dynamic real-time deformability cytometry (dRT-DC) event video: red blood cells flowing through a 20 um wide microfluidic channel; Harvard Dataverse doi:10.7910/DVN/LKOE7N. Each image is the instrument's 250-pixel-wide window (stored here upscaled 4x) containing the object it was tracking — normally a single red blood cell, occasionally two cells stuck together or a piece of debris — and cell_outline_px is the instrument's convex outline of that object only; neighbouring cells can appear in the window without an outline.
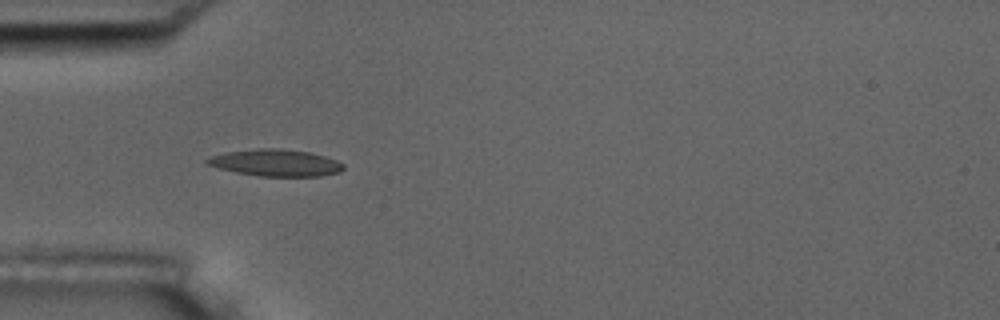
{"species": "common noctule bat (a hibernating species)", "species_latin": "Nyctalus noctula", "temperature_condition": "room temperature", "stored_images_in_passage": 9, "camera_frame_rate_fps": 3000, "um_per_image_px": 0.085, "animal": {"sex": "male", "body_mass_g": 17.5, "forearm_length_mm": 52.3}, "frame": {"image": 1, "passage_image": 6, "time_ms": 5.667, "image_size_px": [1000, 320], "cell_outline_px": [[344, 168], [340, 172], [320, 176], [260, 176], [236, 172], [204, 164], [204, 160], [212, 156], [224, 152], [260, 148], [280, 148], [308, 152], [324, 156], [336, 160], [344, 164]], "centroid_in_image_um": [23.42, 13.83], "position_along_channel_um": 61.6, "area_um2": 21.27}}
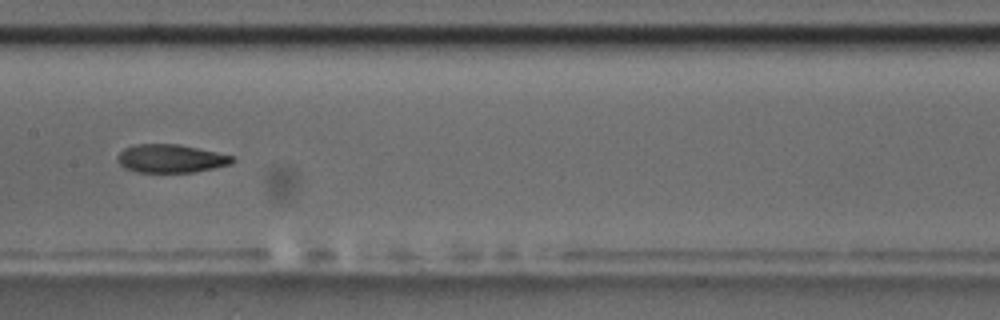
{"frame": {"image": 2, "passage_image": 9, "time_ms": 9.333, "image_size_px": [1000, 320], "cell_outline_px": [[236, 160], [232, 164], [192, 172], [136, 172], [124, 168], [116, 160], [116, 156], [124, 148], [136, 144], [180, 144], [236, 156]], "centroid_in_image_um": [14.53, 13.47], "position_along_channel_um": 192.9, "area_um2": 19.13}}